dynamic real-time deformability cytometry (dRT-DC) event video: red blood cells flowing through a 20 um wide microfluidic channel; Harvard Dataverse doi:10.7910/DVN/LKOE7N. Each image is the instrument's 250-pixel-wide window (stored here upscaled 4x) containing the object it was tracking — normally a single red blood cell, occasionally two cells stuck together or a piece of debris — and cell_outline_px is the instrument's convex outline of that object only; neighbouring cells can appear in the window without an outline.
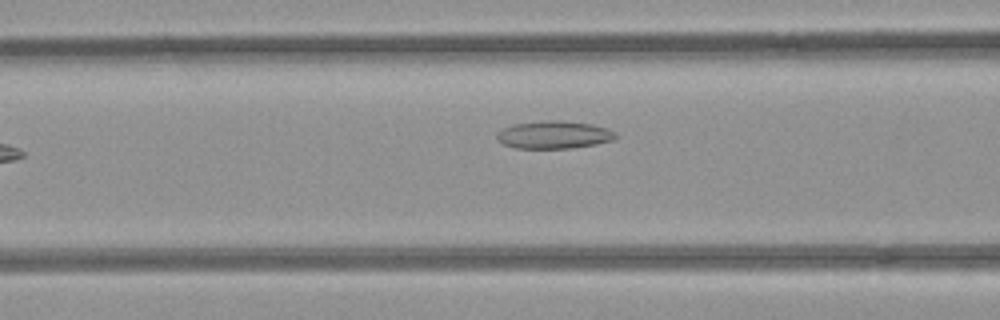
{"species": "common noctule bat (a hibernating species)", "species_latin": "Nyctalus noctula", "temperature_condition": "room temperature", "stored_images_in_passage": 10, "camera_frame_rate_fps": 3000, "um_per_image_px": 0.085, "animal": {"sex": "female", "body_mass_g": 21.9}, "frame": {"image": 1, "passage_image": 5, "time_ms": 1.333, "image_size_px": [1000, 320], "cell_outline_px": [[620, 136], [612, 140], [596, 144], [572, 148], [516, 148], [504, 144], [496, 140], [496, 132], [504, 128], [516, 124], [544, 120], [560, 120], [592, 124], [616, 132]], "centroid_in_image_um": [47.09, 11.46], "position_along_channel_um": 119.5, "area_um2": 19.19}}
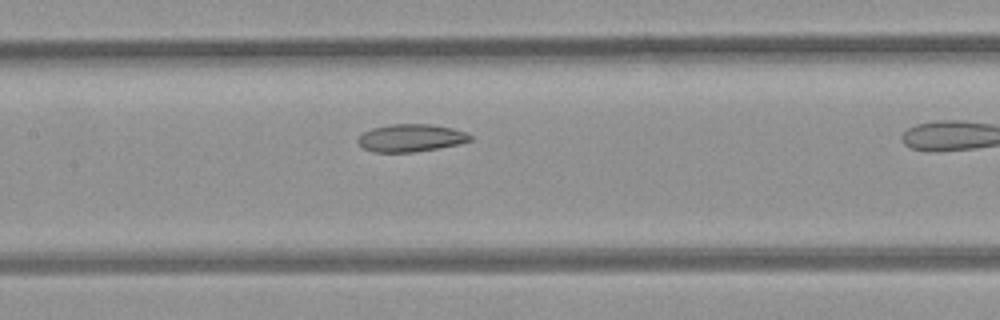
{"frame": {"image": 2, "passage_image": 9, "time_ms": 2.667, "image_size_px": [1000, 320], "cell_outline_px": [[472, 140], [456, 144], [436, 148], [412, 152], [372, 152], [364, 148], [356, 140], [364, 132], [372, 128], [388, 124], [432, 124], [452, 128], [464, 132], [472, 136]], "centroid_in_image_um": [34.89, 11.71], "position_along_channel_um": 172.5, "area_um2": 17.86}}